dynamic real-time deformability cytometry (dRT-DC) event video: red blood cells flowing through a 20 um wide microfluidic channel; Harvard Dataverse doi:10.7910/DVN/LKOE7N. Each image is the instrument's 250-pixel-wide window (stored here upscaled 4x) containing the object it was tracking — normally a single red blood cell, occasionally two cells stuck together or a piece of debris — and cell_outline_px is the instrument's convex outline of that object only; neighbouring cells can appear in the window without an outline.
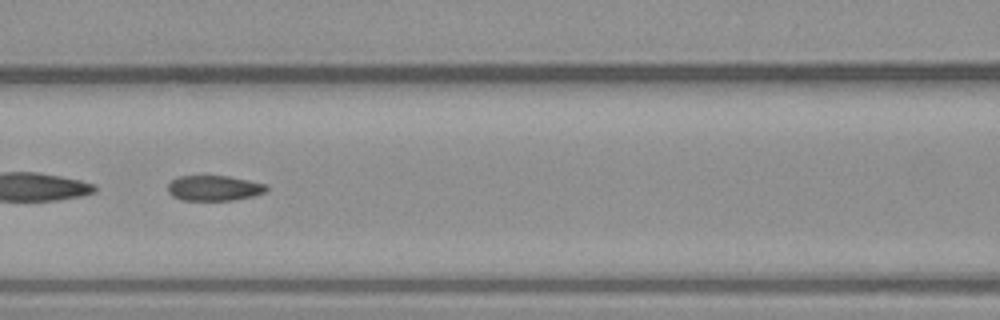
{"species": "common noctule bat (a hibernating species)", "species_latin": "Nyctalus noctula", "temperature_condition": "warm", "stored_images_in_passage": 53, "camera_frame_rate_fps": 3000, "um_per_image_px": 0.085, "animal": {"sex": "male", "body_mass_g": 23.1, "forearm_length_mm": 52.7}, "frame": {"image": 1, "passage_image": 23, "time_ms": 7.333, "image_size_px": [1000, 320], "cell_outline_px": [[268, 188], [264, 192], [252, 196], [232, 200], [180, 200], [172, 196], [168, 192], [168, 184], [176, 176], [228, 176], [268, 184]], "centroid_in_image_um": [18.17, 15.98], "position_along_channel_um": 148.4, "area_um2": 14.57}, "authors_computed_cell_mechanics": {"area_um2": 15.8372, "velocity_mm_per_s": 3.8265, "shape_relaxation_time_tau1_ms": null, "shape_relaxation_time_tau2_ms": 1.8863, "deformation_change_tau1": null, "deformation_change_tau2": 0.0835}}